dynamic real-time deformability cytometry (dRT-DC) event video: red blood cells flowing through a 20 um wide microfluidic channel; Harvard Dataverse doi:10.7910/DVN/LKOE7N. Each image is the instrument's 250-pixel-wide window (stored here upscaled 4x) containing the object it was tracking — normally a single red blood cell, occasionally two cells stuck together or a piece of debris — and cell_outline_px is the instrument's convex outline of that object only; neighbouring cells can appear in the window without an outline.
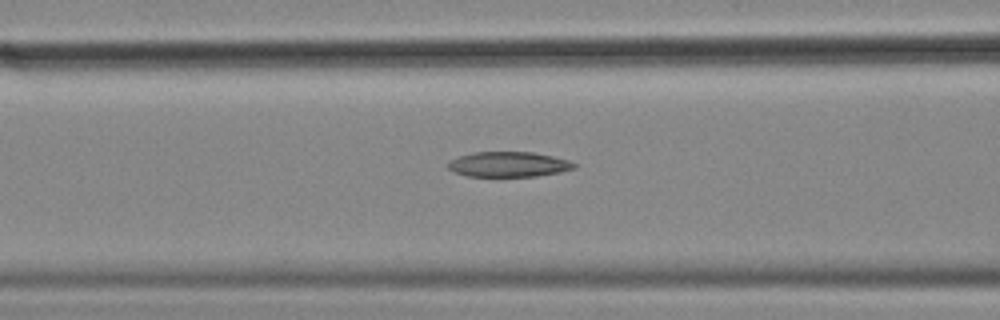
{"species": "common noctule bat (a hibernating species)", "species_latin": "Nyctalus noctula", "temperature_condition": "cold", "stored_images_in_passage": 39, "camera_frame_rate_fps": 3000, "um_per_image_px": 0.085, "animal": {"sex": "female", "body_mass_g": 18.4}, "frame": {"image": 1, "passage_image": 16, "time_ms": 5.0, "image_size_px": [1000, 320], "cell_outline_px": [[576, 168], [560, 172], [536, 176], [468, 176], [452, 172], [448, 168], [448, 164], [452, 160], [460, 156], [472, 152], [532, 152], [552, 156], [568, 160], [576, 164]], "centroid_in_image_um": [43.23, 13.97], "position_along_channel_um": 123.4, "area_um2": 18.38}}
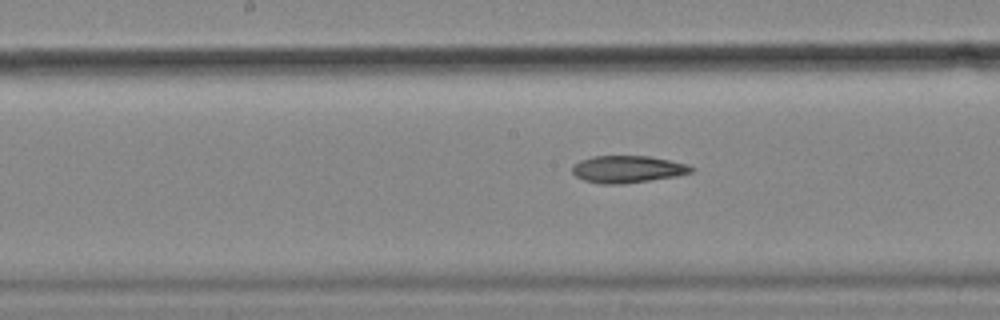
{"frame": {"image": 2, "passage_image": 22, "time_ms": 7.0, "image_size_px": [1000, 320], "cell_outline_px": [[696, 168], [692, 172], [676, 176], [624, 184], [600, 184], [584, 180], [576, 176], [572, 172], [572, 168], [580, 160], [592, 156], [648, 156], [688, 164]], "centroid_in_image_um": [53.36, 14.38], "position_along_channel_um": 194.8, "area_um2": 18.79}}
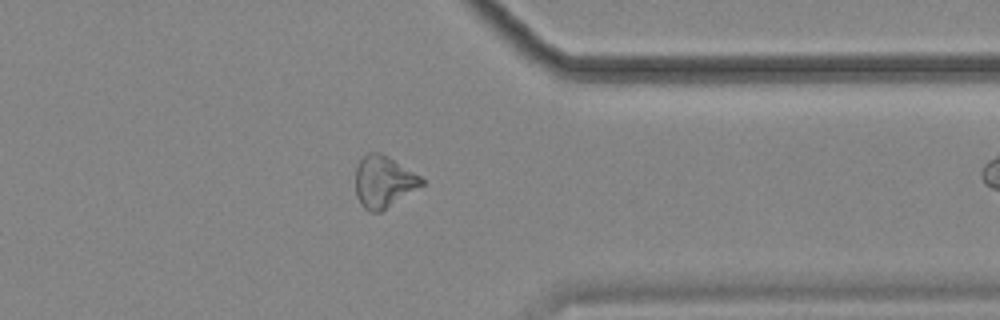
{"frame": {"image": 3, "passage_image": 38, "time_ms": 12.333, "image_size_px": [1000, 320], "cell_outline_px": [[424, 184], [380, 212], [368, 212], [360, 204], [356, 196], [356, 168], [360, 160], [368, 152], [380, 152], [420, 176], [424, 180]], "centroid_in_image_um": [32.58, 15.46], "position_along_channel_um": 378.8, "area_um2": 19.65}}